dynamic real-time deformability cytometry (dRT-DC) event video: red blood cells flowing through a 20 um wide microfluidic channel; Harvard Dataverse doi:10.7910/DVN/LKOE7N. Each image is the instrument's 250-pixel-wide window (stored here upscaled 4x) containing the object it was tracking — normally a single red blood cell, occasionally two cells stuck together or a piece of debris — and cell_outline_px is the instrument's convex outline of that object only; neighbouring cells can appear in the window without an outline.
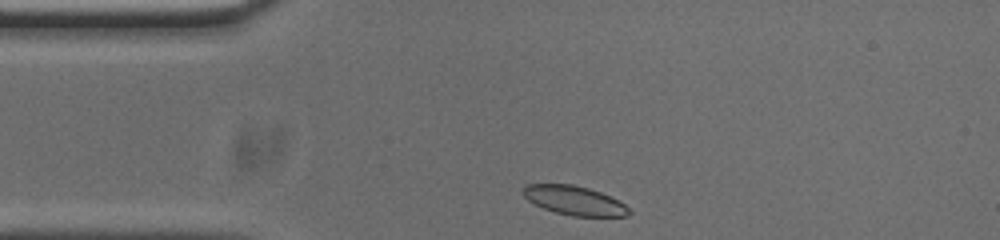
{"species": "common noctule bat (a hibernating species)", "species_latin": "Nyctalus noctula", "temperature_condition": "cold", "stored_images_in_passage": 33, "camera_frame_rate_fps": 3000, "um_per_image_px": 0.085, "animal": {"sex": "male", "body_mass_g": 20.0, "forearm_length_mm": 53.3}, "frame": {"image": 1, "passage_image": 1, "time_ms": 0.0, "image_size_px": [1000, 240], "cell_outline_px": [[632, 212], [628, 216], [572, 216], [556, 212], [544, 208], [528, 200], [524, 196], [524, 188], [528, 184], [572, 184], [588, 188], [600, 192], [624, 204]], "centroid_in_image_um": [48.84, 17.04], "position_along_channel_um": 36.2, "area_um2": 17.63}}
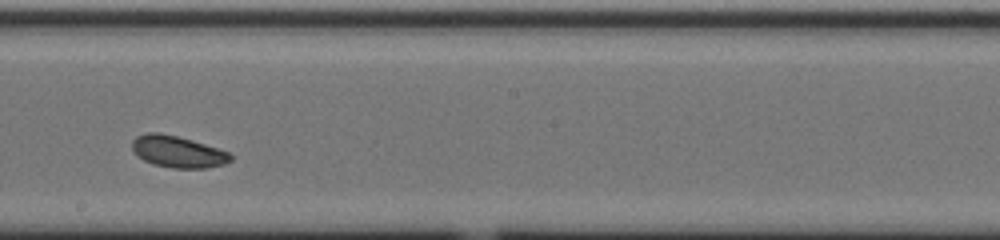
{"frame": {"image": 2, "passage_image": 19, "time_ms": 6.0, "image_size_px": [1000, 240], "cell_outline_px": [[232, 160], [224, 164], [208, 168], [172, 168], [152, 164], [144, 160], [132, 148], [132, 140], [136, 136], [148, 132], [156, 132], [176, 136], [192, 140], [232, 152]], "centroid_in_image_um": [15.16, 12.9], "position_along_channel_um": 233.0, "area_um2": 18.21}}
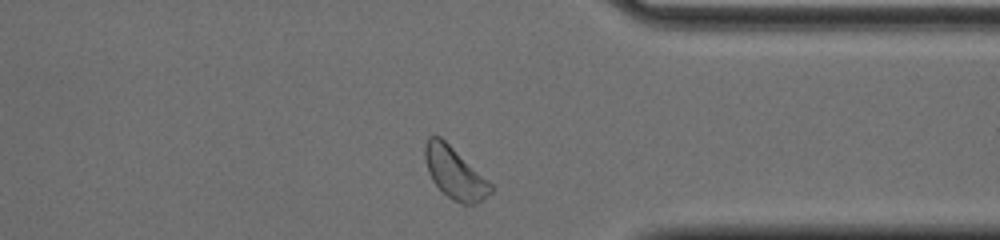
{"frame": {"image": 3, "passage_image": 31, "time_ms": 10.0, "image_size_px": [1000, 240], "cell_outline_px": [[492, 192], [484, 200], [476, 204], [460, 204], [452, 200], [432, 180], [428, 172], [424, 156], [424, 148], [428, 136], [440, 136], [492, 184]], "centroid_in_image_um": [38.65, 14.72], "position_along_channel_um": 372.7, "area_um2": 19.54}, "authors_computed_cell_mechanics": {"area_um2": 18.1492, "velocity_mm_per_s": 3.6971, "shape_relaxation_time_tau1_ms": 7.1641, "shape_relaxation_time_tau2_ms": 9.7248, "deformation_change_tau1": 0.1347, "deformation_change_tau2": 0.1099}}